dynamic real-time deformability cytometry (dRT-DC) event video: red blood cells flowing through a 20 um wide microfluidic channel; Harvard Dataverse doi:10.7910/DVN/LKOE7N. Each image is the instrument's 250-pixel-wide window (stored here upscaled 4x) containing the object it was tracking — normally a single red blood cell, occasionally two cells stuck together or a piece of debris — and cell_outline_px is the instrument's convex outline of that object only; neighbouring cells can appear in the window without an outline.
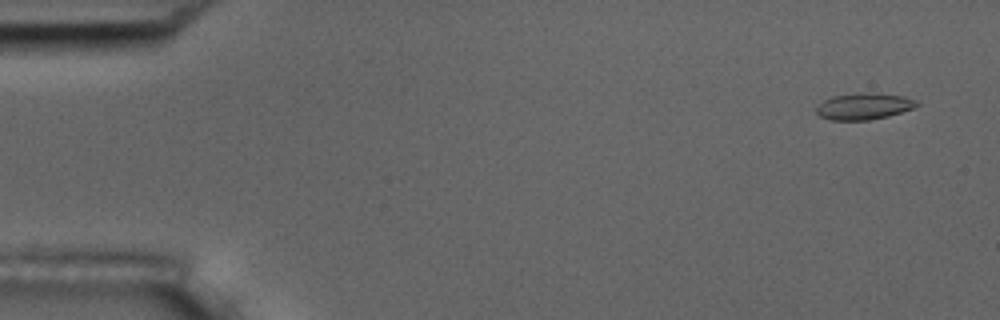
{"species": "common noctule bat (a hibernating species)", "species_latin": "Nyctalus noctula", "temperature_condition": "room temperature", "stored_images_in_passage": 6, "camera_frame_rate_fps": 3000, "um_per_image_px": 0.085, "animal": {"sex": "male", "body_mass_g": 17.5, "forearm_length_mm": 52.3}, "frame": {"image": 1, "passage_image": 1, "time_ms": 0.0, "image_size_px": [1000, 320], "cell_outline_px": [[920, 104], [916, 108], [888, 116], [868, 120], [828, 120], [820, 116], [816, 112], [816, 108], [824, 100], [832, 96], [860, 92], [868, 92], [904, 96], [916, 100]], "centroid_in_image_um": [73.46, 9.03], "position_along_channel_um": 11.5, "area_um2": 15.66}}
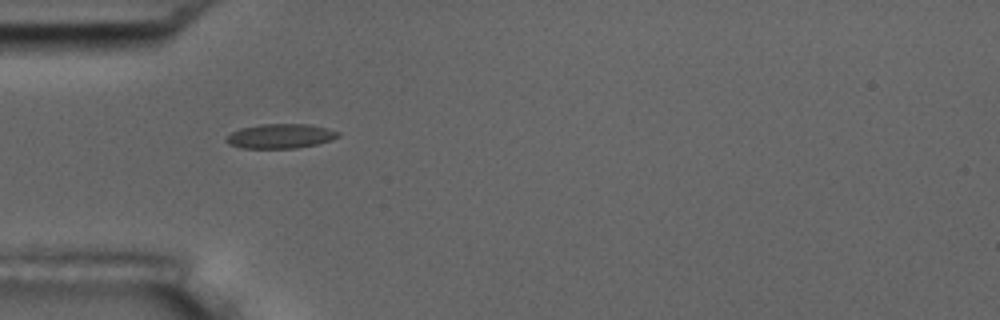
{"frame": {"image": 2, "passage_image": 5, "time_ms": 4.667, "image_size_px": [1000, 320], "cell_outline_px": [[340, 136], [332, 140], [316, 144], [296, 148], [240, 148], [228, 144], [224, 140], [224, 136], [240, 128], [260, 124], [312, 124], [328, 128], [340, 132]], "centroid_in_image_um": [23.81, 11.56], "position_along_channel_um": 61.2, "area_um2": 16.24}}